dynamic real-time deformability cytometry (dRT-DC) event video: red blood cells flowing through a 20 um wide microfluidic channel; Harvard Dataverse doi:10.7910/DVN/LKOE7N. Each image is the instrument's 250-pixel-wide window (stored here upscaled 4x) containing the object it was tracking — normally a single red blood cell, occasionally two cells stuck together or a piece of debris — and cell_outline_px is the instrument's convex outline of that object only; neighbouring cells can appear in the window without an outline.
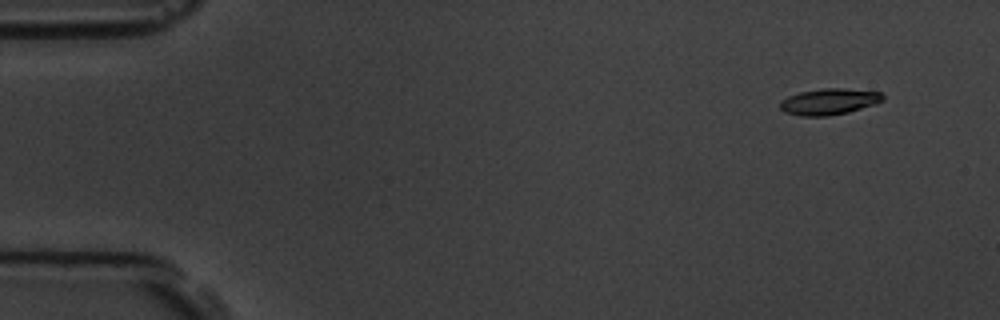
{"species": "common noctule bat (a hibernating species)", "species_latin": "Nyctalus noctula", "temperature_condition": "room temperature", "stored_images_in_passage": 4, "camera_frame_rate_fps": 3000, "um_per_image_px": 0.085, "animal": {"sex": "male", "body_mass_g": 19.5, "forearm_length_mm": 54.6}, "frame": {"image": 1, "passage_image": 1, "time_ms": 0.0, "image_size_px": [1000, 320], "cell_outline_px": [[884, 100], [876, 104], [848, 112], [828, 116], [800, 116], [784, 112], [780, 108], [780, 100], [788, 96], [800, 92], [820, 88], [844, 88], [880, 92], [884, 96]], "centroid_in_image_um": [70.46, 8.63], "position_along_channel_um": 14.5, "area_um2": 15.84}}
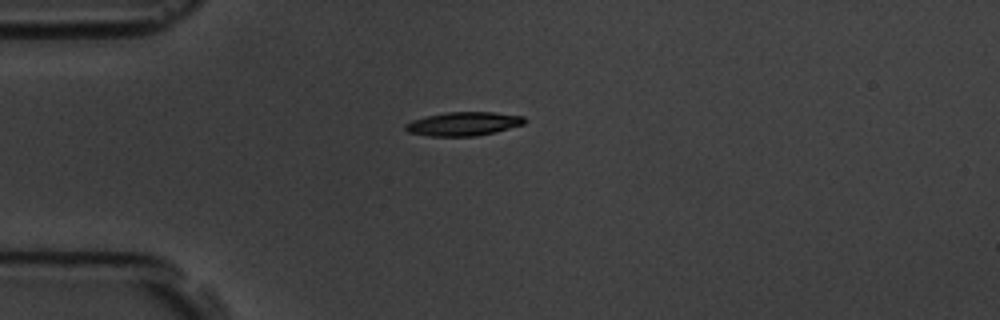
{"frame": {"image": 2, "passage_image": 3, "time_ms": 3.333, "image_size_px": [1000, 320], "cell_outline_px": [[528, 120], [524, 124], [496, 132], [476, 136], [428, 136], [408, 132], [404, 128], [404, 124], [412, 120], [428, 116], [448, 112], [492, 112], [524, 116]], "centroid_in_image_um": [39.42, 10.53], "position_along_channel_um": 45.6, "area_um2": 16.53}}